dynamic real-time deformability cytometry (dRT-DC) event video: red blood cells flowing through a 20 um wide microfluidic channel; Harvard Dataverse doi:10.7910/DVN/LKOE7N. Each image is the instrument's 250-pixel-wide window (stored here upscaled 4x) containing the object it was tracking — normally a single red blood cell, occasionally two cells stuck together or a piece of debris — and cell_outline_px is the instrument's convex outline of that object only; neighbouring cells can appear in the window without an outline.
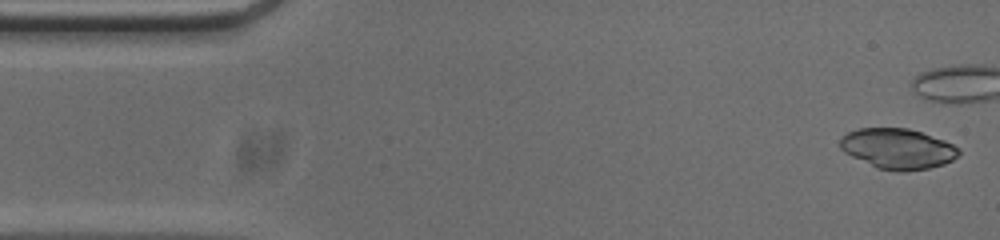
{"species": "common noctule bat (a hibernating species)", "species_latin": "Nyctalus noctula", "temperature_condition": "cold", "stored_images_in_passage": 38, "camera_frame_rate_fps": 3000, "um_per_image_px": 0.085, "animal": {"sex": "male", "body_mass_g": 20.0, "forearm_length_mm": 53.3}, "frame": {"image": 1, "passage_image": 1, "time_ms": 0.0, "image_size_px": [1000, 240], "cell_outline_px": [[960, 152], [952, 160], [944, 164], [928, 168], [904, 172], [896, 172], [876, 168], [844, 152], [840, 148], [840, 140], [848, 132], [860, 128], [908, 128], [944, 140], [960, 148]], "centroid_in_image_um": [76.31, 12.65], "position_along_channel_um": 8.7, "area_um2": 27.86}}
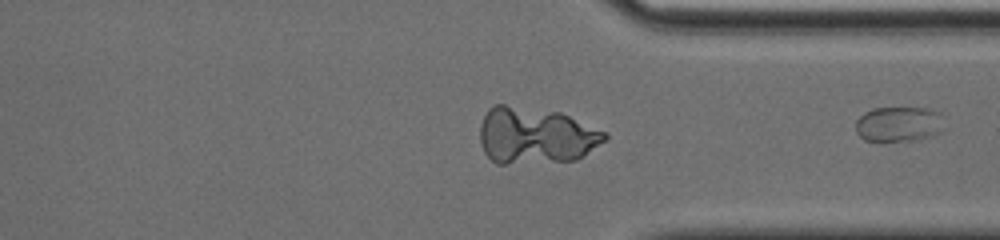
{"frame": {"image": 2, "passage_image": 38, "time_ms": 12.333, "image_size_px": [1000, 240], "cell_outline_px": [[940, 132], [932, 136], [912, 140], [880, 144], [864, 140], [856, 132], [856, 120], [864, 112], [872, 108], [928, 108], [940, 112]], "centroid_in_image_um": [76.3, 10.59], "position_along_channel_um": 335.1, "area_um2": 18.5}}